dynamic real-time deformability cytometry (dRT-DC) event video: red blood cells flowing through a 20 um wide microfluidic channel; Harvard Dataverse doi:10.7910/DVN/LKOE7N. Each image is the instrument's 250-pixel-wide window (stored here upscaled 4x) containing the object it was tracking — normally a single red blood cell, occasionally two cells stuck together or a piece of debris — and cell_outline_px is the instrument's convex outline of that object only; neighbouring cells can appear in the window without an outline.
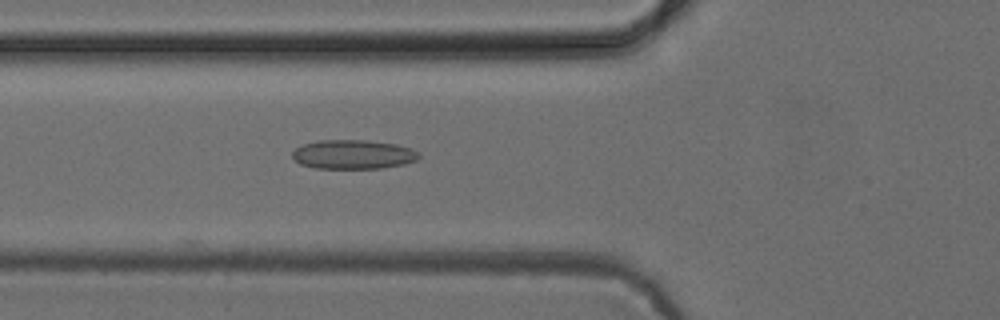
{"species": "common noctule bat (a hibernating species)", "species_latin": "Nyctalus noctula", "temperature_condition": "cold", "stored_images_in_passage": 37, "camera_frame_rate_fps": 3000, "um_per_image_px": 0.085, "animal": {"sex": "female", "body_mass_g": 24.6, "forearm_length_mm": 56.2}, "frame": {"image": 1, "passage_image": 5, "time_ms": 1.333, "image_size_px": [1000, 320], "cell_outline_px": [[420, 156], [416, 160], [404, 164], [380, 168], [316, 168], [300, 164], [292, 156], [292, 152], [296, 148], [304, 144], [320, 140], [368, 140], [396, 144], [412, 148], [420, 152]], "centroid_in_image_um": [30.05, 13.12], "position_along_channel_um": 95.8, "area_um2": 21.5}}
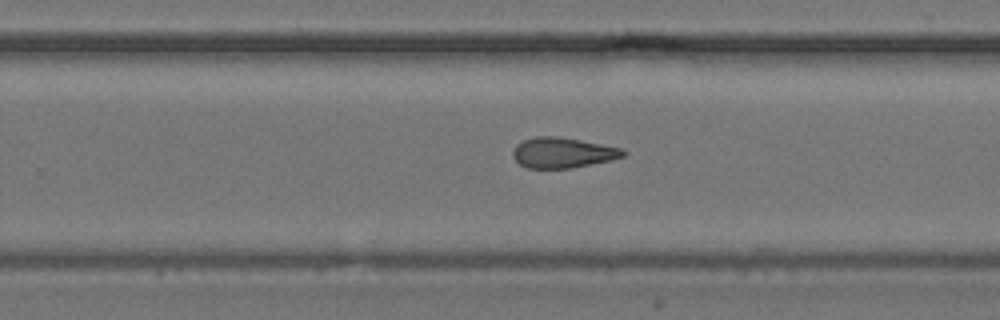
{"frame": {"image": 2, "passage_image": 19, "time_ms": 6.0, "image_size_px": [1000, 320], "cell_outline_px": [[628, 152], [624, 156], [612, 160], [572, 168], [528, 168], [520, 164], [512, 156], [512, 152], [516, 144], [524, 140], [536, 136], [556, 136], [580, 140], [620, 148]], "centroid_in_image_um": [47.82, 12.98], "position_along_channel_um": 282.0, "area_um2": 19.48}}
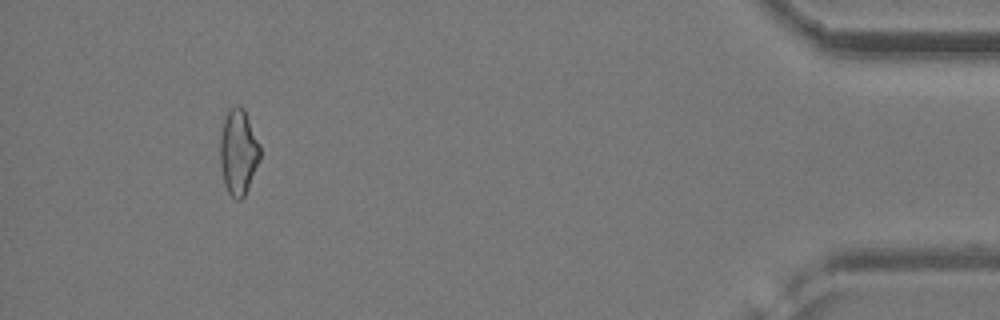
{"frame": {"image": 3, "passage_image": 34, "time_ms": 11.0, "image_size_px": [1000, 320], "cell_outline_px": [[260, 160], [244, 196], [240, 200], [236, 200], [228, 192], [224, 184], [220, 164], [220, 136], [224, 120], [228, 112], [236, 104], [240, 104], [244, 108], [260, 144]], "centroid_in_image_um": [20.26, 12.92], "position_along_channel_um": 414.9, "area_um2": 19.94}}